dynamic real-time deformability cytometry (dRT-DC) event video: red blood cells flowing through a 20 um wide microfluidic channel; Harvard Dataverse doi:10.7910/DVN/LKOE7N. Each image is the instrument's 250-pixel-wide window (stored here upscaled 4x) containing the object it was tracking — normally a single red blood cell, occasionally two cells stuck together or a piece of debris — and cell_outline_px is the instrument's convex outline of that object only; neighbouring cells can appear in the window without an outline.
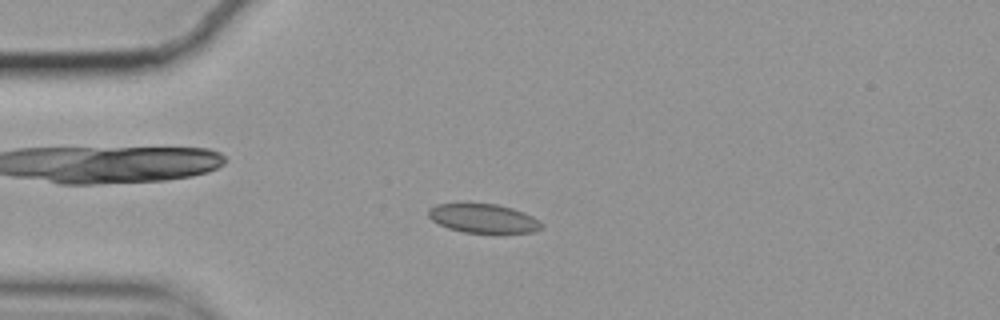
{"species": "common noctule bat (a hibernating species)", "species_latin": "Nyctalus noctula", "temperature_condition": "cold", "stored_images_in_passage": 57, "camera_frame_rate_fps": 3000, "um_per_image_px": 0.085, "animal": {"sex": "female", "body_mass_g": 19.9}, "frame": {"image": 1, "passage_image": 14, "time_ms": 4.333, "image_size_px": [1000, 320], "cell_outline_px": [[544, 224], [540, 228], [532, 232], [500, 236], [464, 232], [448, 228], [432, 220], [428, 216], [428, 208], [436, 204], [496, 204], [512, 208], [524, 212], [540, 220]], "centroid_in_image_um": [41.14, 18.62], "position_along_channel_um": 43.9, "area_um2": 19.83}}
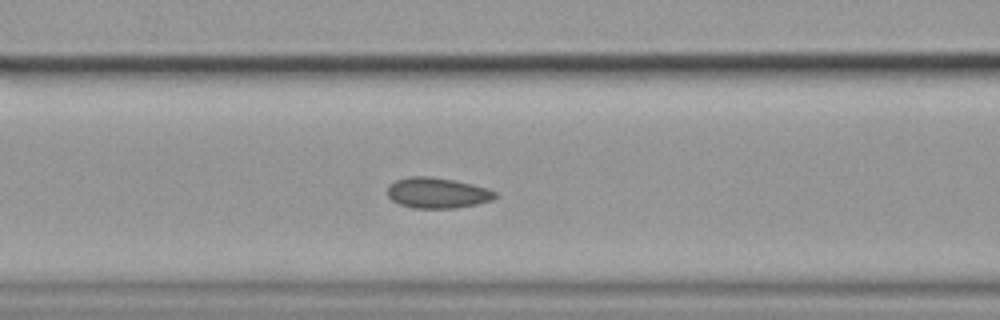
{"frame": {"image": 2, "passage_image": 23, "time_ms": 7.333, "image_size_px": [1000, 320], "cell_outline_px": [[496, 196], [492, 200], [476, 204], [452, 208], [412, 208], [400, 204], [392, 200], [388, 196], [388, 184], [396, 180], [408, 176], [432, 176], [456, 180], [488, 188], [496, 192]], "centroid_in_image_um": [37.15, 16.38], "position_along_channel_um": 129.4, "area_um2": 19.31}}
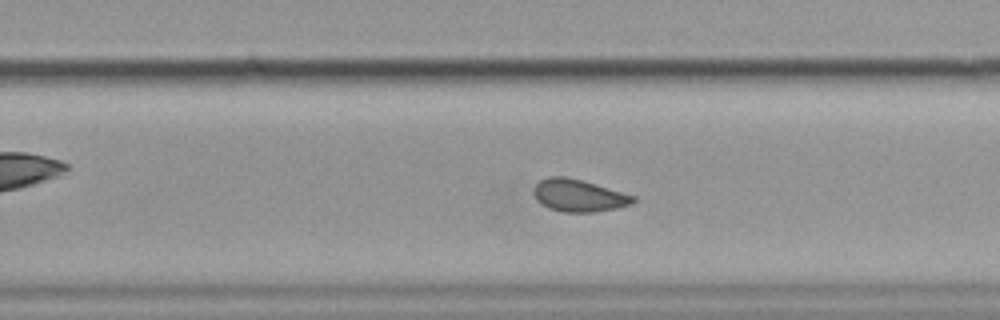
{"frame": {"image": 3, "passage_image": 36, "time_ms": 11.667, "image_size_px": [1000, 320], "cell_outline_px": [[636, 200], [632, 204], [616, 208], [596, 212], [564, 212], [548, 208], [536, 200], [532, 192], [532, 188], [540, 180], [548, 176], [568, 176], [636, 196]], "centroid_in_image_um": [49.16, 16.61], "position_along_channel_um": 280.6, "area_um2": 18.9}, "authors_computed_cell_mechanics": {"area_um2": 19.5942, "velocity_mm_per_s": 3.502, "shape_relaxation_time_tau1_ms": null, "shape_relaxation_time_tau2_ms": 1.9294, "deformation_change_tau1": null, "deformation_change_tau2": 0.0537}}